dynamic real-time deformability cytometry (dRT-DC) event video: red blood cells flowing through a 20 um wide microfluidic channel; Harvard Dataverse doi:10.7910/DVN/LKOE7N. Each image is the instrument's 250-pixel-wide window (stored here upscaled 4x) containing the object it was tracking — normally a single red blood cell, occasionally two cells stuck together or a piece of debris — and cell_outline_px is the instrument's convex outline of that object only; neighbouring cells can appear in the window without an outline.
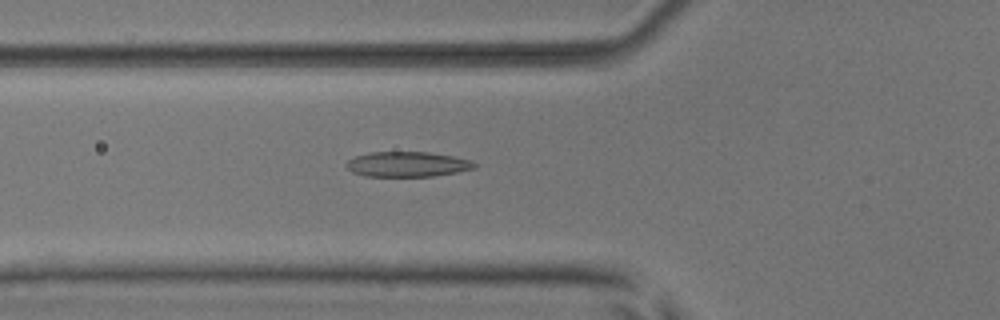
{"species": "common noctule bat (a hibernating species)", "species_latin": "Nyctalus noctula", "temperature_condition": "room temperature", "stored_images_in_passage": 39, "camera_frame_rate_fps": 3000, "um_per_image_px": 0.085, "animal": {"sex": "male", "body_mass_g": 17.9, "forearm_length_mm": 54.2}, "frame": {"image": 1, "passage_image": 5, "time_ms": 1.333, "image_size_px": [1000, 320], "cell_outline_px": [[476, 168], [456, 172], [432, 176], [364, 176], [352, 172], [344, 164], [348, 160], [356, 156], [368, 152], [428, 152], [452, 156], [472, 160], [476, 164]], "centroid_in_image_um": [34.61, 13.96], "position_along_channel_um": 91.2, "area_um2": 18.73}}
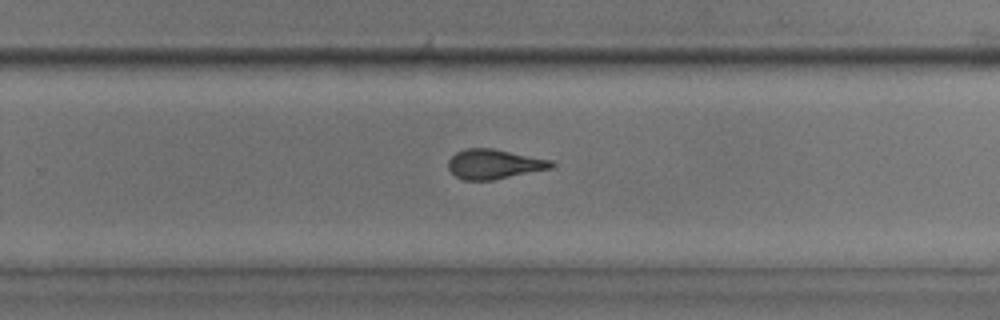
{"frame": {"image": 2, "passage_image": 20, "time_ms": 6.333, "image_size_px": [1000, 320], "cell_outline_px": [[556, 164], [552, 168], [492, 180], [464, 180], [456, 176], [448, 168], [448, 160], [456, 152], [464, 148], [492, 148], [552, 160]], "centroid_in_image_um": [42.0, 13.94], "position_along_channel_um": 287.8, "area_um2": 17.8}}
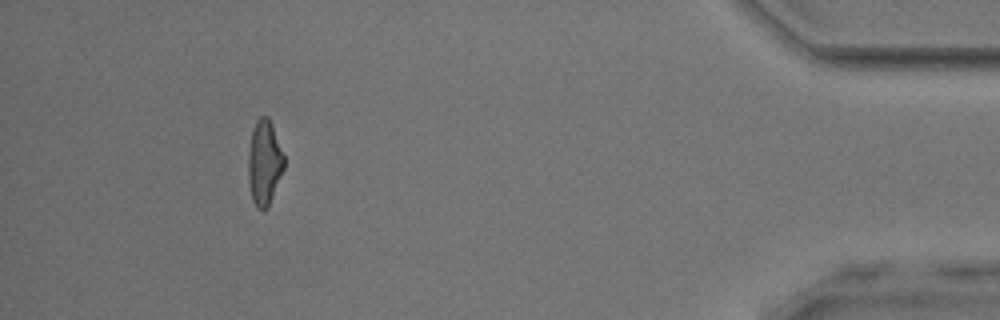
{"frame": {"image": 3, "passage_image": 34, "time_ms": 11.0, "image_size_px": [1000, 320], "cell_outline_px": [[284, 168], [268, 208], [264, 212], [256, 208], [252, 200], [248, 180], [248, 152], [252, 132], [256, 120], [260, 116], [268, 116], [272, 124], [284, 156]], "centroid_in_image_um": [22.46, 13.86], "position_along_channel_um": 412.7, "area_um2": 17.86}}